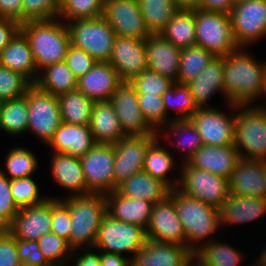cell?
<instances>
[{"instance_id": "cell-1", "label": "cell", "mask_w": 266, "mask_h": 266, "mask_svg": "<svg viewBox=\"0 0 266 266\" xmlns=\"http://www.w3.org/2000/svg\"><path fill=\"white\" fill-rule=\"evenodd\" d=\"M242 47L223 57L225 98L235 105H250L263 89L266 62L259 63Z\"/></svg>"}, {"instance_id": "cell-2", "label": "cell", "mask_w": 266, "mask_h": 266, "mask_svg": "<svg viewBox=\"0 0 266 266\" xmlns=\"http://www.w3.org/2000/svg\"><path fill=\"white\" fill-rule=\"evenodd\" d=\"M58 19L26 21L20 24V32L29 42L38 72V69L43 70L52 64L65 61L71 42L67 24H62Z\"/></svg>"}, {"instance_id": "cell-3", "label": "cell", "mask_w": 266, "mask_h": 266, "mask_svg": "<svg viewBox=\"0 0 266 266\" xmlns=\"http://www.w3.org/2000/svg\"><path fill=\"white\" fill-rule=\"evenodd\" d=\"M65 198L62 201L69 207L71 219L69 246L74 252L82 246L94 247L98 229L107 214L106 196L89 193Z\"/></svg>"}, {"instance_id": "cell-4", "label": "cell", "mask_w": 266, "mask_h": 266, "mask_svg": "<svg viewBox=\"0 0 266 266\" xmlns=\"http://www.w3.org/2000/svg\"><path fill=\"white\" fill-rule=\"evenodd\" d=\"M168 196L174 201L183 225L186 247L194 253L200 247L198 241L211 235L220 226L219 209L186 195L177 187L170 190Z\"/></svg>"}, {"instance_id": "cell-5", "label": "cell", "mask_w": 266, "mask_h": 266, "mask_svg": "<svg viewBox=\"0 0 266 266\" xmlns=\"http://www.w3.org/2000/svg\"><path fill=\"white\" fill-rule=\"evenodd\" d=\"M229 105L231 109H238V112H234L236 114L234 146L240 157L266 161V110L253 105H250L251 107L232 103Z\"/></svg>"}, {"instance_id": "cell-6", "label": "cell", "mask_w": 266, "mask_h": 266, "mask_svg": "<svg viewBox=\"0 0 266 266\" xmlns=\"http://www.w3.org/2000/svg\"><path fill=\"white\" fill-rule=\"evenodd\" d=\"M196 41L215 57H225L239 49L227 13L195 9Z\"/></svg>"}, {"instance_id": "cell-7", "label": "cell", "mask_w": 266, "mask_h": 266, "mask_svg": "<svg viewBox=\"0 0 266 266\" xmlns=\"http://www.w3.org/2000/svg\"><path fill=\"white\" fill-rule=\"evenodd\" d=\"M67 28L71 45L82 49L96 61H109L116 34L102 16L71 21Z\"/></svg>"}, {"instance_id": "cell-8", "label": "cell", "mask_w": 266, "mask_h": 266, "mask_svg": "<svg viewBox=\"0 0 266 266\" xmlns=\"http://www.w3.org/2000/svg\"><path fill=\"white\" fill-rule=\"evenodd\" d=\"M147 241L146 230L141 226L115 220L106 214L98 229L94 249L107 253L120 254L128 252L132 258Z\"/></svg>"}, {"instance_id": "cell-9", "label": "cell", "mask_w": 266, "mask_h": 266, "mask_svg": "<svg viewBox=\"0 0 266 266\" xmlns=\"http://www.w3.org/2000/svg\"><path fill=\"white\" fill-rule=\"evenodd\" d=\"M28 106V127L48 144L62 123L58 97L33 84L25 94Z\"/></svg>"}, {"instance_id": "cell-10", "label": "cell", "mask_w": 266, "mask_h": 266, "mask_svg": "<svg viewBox=\"0 0 266 266\" xmlns=\"http://www.w3.org/2000/svg\"><path fill=\"white\" fill-rule=\"evenodd\" d=\"M178 189L190 197L220 209L229 195L228 180L206 170L191 167L187 162L181 166Z\"/></svg>"}, {"instance_id": "cell-11", "label": "cell", "mask_w": 266, "mask_h": 266, "mask_svg": "<svg viewBox=\"0 0 266 266\" xmlns=\"http://www.w3.org/2000/svg\"><path fill=\"white\" fill-rule=\"evenodd\" d=\"M229 16L239 47L266 36V0L235 1Z\"/></svg>"}, {"instance_id": "cell-12", "label": "cell", "mask_w": 266, "mask_h": 266, "mask_svg": "<svg viewBox=\"0 0 266 266\" xmlns=\"http://www.w3.org/2000/svg\"><path fill=\"white\" fill-rule=\"evenodd\" d=\"M87 194L106 195L114 191V148L111 144H95L80 157ZM105 191V192H104Z\"/></svg>"}, {"instance_id": "cell-13", "label": "cell", "mask_w": 266, "mask_h": 266, "mask_svg": "<svg viewBox=\"0 0 266 266\" xmlns=\"http://www.w3.org/2000/svg\"><path fill=\"white\" fill-rule=\"evenodd\" d=\"M159 135L124 136L114 148V191L125 180L143 171L146 150Z\"/></svg>"}, {"instance_id": "cell-14", "label": "cell", "mask_w": 266, "mask_h": 266, "mask_svg": "<svg viewBox=\"0 0 266 266\" xmlns=\"http://www.w3.org/2000/svg\"><path fill=\"white\" fill-rule=\"evenodd\" d=\"M102 17L116 36L145 40L151 35L137 0H104Z\"/></svg>"}, {"instance_id": "cell-15", "label": "cell", "mask_w": 266, "mask_h": 266, "mask_svg": "<svg viewBox=\"0 0 266 266\" xmlns=\"http://www.w3.org/2000/svg\"><path fill=\"white\" fill-rule=\"evenodd\" d=\"M119 119L123 133L132 135H159L145 121L139 106L137 92L129 81H122L109 100Z\"/></svg>"}, {"instance_id": "cell-16", "label": "cell", "mask_w": 266, "mask_h": 266, "mask_svg": "<svg viewBox=\"0 0 266 266\" xmlns=\"http://www.w3.org/2000/svg\"><path fill=\"white\" fill-rule=\"evenodd\" d=\"M232 115L209 106L199 108L190 120L200 134L203 145L229 146L235 145L236 114Z\"/></svg>"}, {"instance_id": "cell-17", "label": "cell", "mask_w": 266, "mask_h": 266, "mask_svg": "<svg viewBox=\"0 0 266 266\" xmlns=\"http://www.w3.org/2000/svg\"><path fill=\"white\" fill-rule=\"evenodd\" d=\"M146 236L152 241L181 244L186 247L183 225L179 220L175 203L169 196L153 205Z\"/></svg>"}, {"instance_id": "cell-18", "label": "cell", "mask_w": 266, "mask_h": 266, "mask_svg": "<svg viewBox=\"0 0 266 266\" xmlns=\"http://www.w3.org/2000/svg\"><path fill=\"white\" fill-rule=\"evenodd\" d=\"M108 63L122 81H130L143 73L147 69L145 40L116 36Z\"/></svg>"}, {"instance_id": "cell-19", "label": "cell", "mask_w": 266, "mask_h": 266, "mask_svg": "<svg viewBox=\"0 0 266 266\" xmlns=\"http://www.w3.org/2000/svg\"><path fill=\"white\" fill-rule=\"evenodd\" d=\"M52 198L44 203L21 208L15 216L8 231L22 241L39 240L51 233Z\"/></svg>"}, {"instance_id": "cell-20", "label": "cell", "mask_w": 266, "mask_h": 266, "mask_svg": "<svg viewBox=\"0 0 266 266\" xmlns=\"http://www.w3.org/2000/svg\"><path fill=\"white\" fill-rule=\"evenodd\" d=\"M228 185L231 195L266 199V161L241 158Z\"/></svg>"}, {"instance_id": "cell-21", "label": "cell", "mask_w": 266, "mask_h": 266, "mask_svg": "<svg viewBox=\"0 0 266 266\" xmlns=\"http://www.w3.org/2000/svg\"><path fill=\"white\" fill-rule=\"evenodd\" d=\"M193 253L184 245L147 239L130 266H188Z\"/></svg>"}, {"instance_id": "cell-22", "label": "cell", "mask_w": 266, "mask_h": 266, "mask_svg": "<svg viewBox=\"0 0 266 266\" xmlns=\"http://www.w3.org/2000/svg\"><path fill=\"white\" fill-rule=\"evenodd\" d=\"M240 159L234 145H202L187 163L191 167L206 170L229 180Z\"/></svg>"}, {"instance_id": "cell-23", "label": "cell", "mask_w": 266, "mask_h": 266, "mask_svg": "<svg viewBox=\"0 0 266 266\" xmlns=\"http://www.w3.org/2000/svg\"><path fill=\"white\" fill-rule=\"evenodd\" d=\"M121 82L118 72L108 62L96 61L92 68L77 80V90L93 102L109 101Z\"/></svg>"}, {"instance_id": "cell-24", "label": "cell", "mask_w": 266, "mask_h": 266, "mask_svg": "<svg viewBox=\"0 0 266 266\" xmlns=\"http://www.w3.org/2000/svg\"><path fill=\"white\" fill-rule=\"evenodd\" d=\"M147 69L178 82L181 49L160 34L145 39Z\"/></svg>"}, {"instance_id": "cell-25", "label": "cell", "mask_w": 266, "mask_h": 266, "mask_svg": "<svg viewBox=\"0 0 266 266\" xmlns=\"http://www.w3.org/2000/svg\"><path fill=\"white\" fill-rule=\"evenodd\" d=\"M95 144L89 124L76 125L62 122L47 145L55 153H65L80 158Z\"/></svg>"}, {"instance_id": "cell-26", "label": "cell", "mask_w": 266, "mask_h": 266, "mask_svg": "<svg viewBox=\"0 0 266 266\" xmlns=\"http://www.w3.org/2000/svg\"><path fill=\"white\" fill-rule=\"evenodd\" d=\"M107 214L118 221L135 224L147 229L153 204L142 199H131L117 190L107 193Z\"/></svg>"}, {"instance_id": "cell-27", "label": "cell", "mask_w": 266, "mask_h": 266, "mask_svg": "<svg viewBox=\"0 0 266 266\" xmlns=\"http://www.w3.org/2000/svg\"><path fill=\"white\" fill-rule=\"evenodd\" d=\"M89 126L97 144L114 145L126 136L110 101L93 103Z\"/></svg>"}, {"instance_id": "cell-28", "label": "cell", "mask_w": 266, "mask_h": 266, "mask_svg": "<svg viewBox=\"0 0 266 266\" xmlns=\"http://www.w3.org/2000/svg\"><path fill=\"white\" fill-rule=\"evenodd\" d=\"M0 65L23 74L33 84L37 82L40 74L37 71L29 42L20 31L0 52Z\"/></svg>"}, {"instance_id": "cell-29", "label": "cell", "mask_w": 266, "mask_h": 266, "mask_svg": "<svg viewBox=\"0 0 266 266\" xmlns=\"http://www.w3.org/2000/svg\"><path fill=\"white\" fill-rule=\"evenodd\" d=\"M199 108H206L207 101L215 92L225 98L223 57H214L208 66L193 80L186 83Z\"/></svg>"}, {"instance_id": "cell-30", "label": "cell", "mask_w": 266, "mask_h": 266, "mask_svg": "<svg viewBox=\"0 0 266 266\" xmlns=\"http://www.w3.org/2000/svg\"><path fill=\"white\" fill-rule=\"evenodd\" d=\"M220 224H241L266 214V199L229 194L219 209Z\"/></svg>"}, {"instance_id": "cell-31", "label": "cell", "mask_w": 266, "mask_h": 266, "mask_svg": "<svg viewBox=\"0 0 266 266\" xmlns=\"http://www.w3.org/2000/svg\"><path fill=\"white\" fill-rule=\"evenodd\" d=\"M52 153L51 170L54 181L74 192L69 196L86 195L87 186L80 158L65 153Z\"/></svg>"}, {"instance_id": "cell-32", "label": "cell", "mask_w": 266, "mask_h": 266, "mask_svg": "<svg viewBox=\"0 0 266 266\" xmlns=\"http://www.w3.org/2000/svg\"><path fill=\"white\" fill-rule=\"evenodd\" d=\"M117 191L127 198L142 199L154 205L163 201L170 189L160 180L140 171L120 184Z\"/></svg>"}, {"instance_id": "cell-33", "label": "cell", "mask_w": 266, "mask_h": 266, "mask_svg": "<svg viewBox=\"0 0 266 266\" xmlns=\"http://www.w3.org/2000/svg\"><path fill=\"white\" fill-rule=\"evenodd\" d=\"M195 9H178L160 35L180 49L195 46Z\"/></svg>"}, {"instance_id": "cell-34", "label": "cell", "mask_w": 266, "mask_h": 266, "mask_svg": "<svg viewBox=\"0 0 266 266\" xmlns=\"http://www.w3.org/2000/svg\"><path fill=\"white\" fill-rule=\"evenodd\" d=\"M42 71L35 83L41 90L59 96L77 89V78L65 61L52 64Z\"/></svg>"}, {"instance_id": "cell-35", "label": "cell", "mask_w": 266, "mask_h": 266, "mask_svg": "<svg viewBox=\"0 0 266 266\" xmlns=\"http://www.w3.org/2000/svg\"><path fill=\"white\" fill-rule=\"evenodd\" d=\"M58 97L62 122L88 125L92 114L93 101L79 90L63 93Z\"/></svg>"}, {"instance_id": "cell-36", "label": "cell", "mask_w": 266, "mask_h": 266, "mask_svg": "<svg viewBox=\"0 0 266 266\" xmlns=\"http://www.w3.org/2000/svg\"><path fill=\"white\" fill-rule=\"evenodd\" d=\"M158 137L148 146L145 155L143 171L155 179L163 182L170 190L178 187L179 180L172 182L166 179L175 162L173 156L166 149L158 145ZM177 182V183H176Z\"/></svg>"}, {"instance_id": "cell-37", "label": "cell", "mask_w": 266, "mask_h": 266, "mask_svg": "<svg viewBox=\"0 0 266 266\" xmlns=\"http://www.w3.org/2000/svg\"><path fill=\"white\" fill-rule=\"evenodd\" d=\"M193 260L200 266H237L242 256L230 245L211 241L202 243L193 253Z\"/></svg>"}, {"instance_id": "cell-38", "label": "cell", "mask_w": 266, "mask_h": 266, "mask_svg": "<svg viewBox=\"0 0 266 266\" xmlns=\"http://www.w3.org/2000/svg\"><path fill=\"white\" fill-rule=\"evenodd\" d=\"M137 2L151 34H160L178 11L174 0H137Z\"/></svg>"}, {"instance_id": "cell-39", "label": "cell", "mask_w": 266, "mask_h": 266, "mask_svg": "<svg viewBox=\"0 0 266 266\" xmlns=\"http://www.w3.org/2000/svg\"><path fill=\"white\" fill-rule=\"evenodd\" d=\"M215 56L203 47L181 49L178 83L186 84L198 76Z\"/></svg>"}, {"instance_id": "cell-40", "label": "cell", "mask_w": 266, "mask_h": 266, "mask_svg": "<svg viewBox=\"0 0 266 266\" xmlns=\"http://www.w3.org/2000/svg\"><path fill=\"white\" fill-rule=\"evenodd\" d=\"M28 106L25 95L18 99L3 102L0 115V129L10 135L27 131Z\"/></svg>"}, {"instance_id": "cell-41", "label": "cell", "mask_w": 266, "mask_h": 266, "mask_svg": "<svg viewBox=\"0 0 266 266\" xmlns=\"http://www.w3.org/2000/svg\"><path fill=\"white\" fill-rule=\"evenodd\" d=\"M166 115L168 116L169 109H175L179 117L176 120L190 119L193 114L199 109L194 102V98L186 84L174 82L163 95ZM180 113V114H179Z\"/></svg>"}, {"instance_id": "cell-42", "label": "cell", "mask_w": 266, "mask_h": 266, "mask_svg": "<svg viewBox=\"0 0 266 266\" xmlns=\"http://www.w3.org/2000/svg\"><path fill=\"white\" fill-rule=\"evenodd\" d=\"M168 131L170 134L175 136L177 141L173 142L175 145L179 146V148H185L186 157L185 163L193 156V154L203 145L201 140V136L198 133L195 125L192 123L190 119L186 120H168Z\"/></svg>"}, {"instance_id": "cell-43", "label": "cell", "mask_w": 266, "mask_h": 266, "mask_svg": "<svg viewBox=\"0 0 266 266\" xmlns=\"http://www.w3.org/2000/svg\"><path fill=\"white\" fill-rule=\"evenodd\" d=\"M37 241L39 250L51 266H65L74 253L67 240L52 232Z\"/></svg>"}, {"instance_id": "cell-44", "label": "cell", "mask_w": 266, "mask_h": 266, "mask_svg": "<svg viewBox=\"0 0 266 266\" xmlns=\"http://www.w3.org/2000/svg\"><path fill=\"white\" fill-rule=\"evenodd\" d=\"M5 159L10 180L30 177L38 166L35 154L23 147L11 149Z\"/></svg>"}, {"instance_id": "cell-45", "label": "cell", "mask_w": 266, "mask_h": 266, "mask_svg": "<svg viewBox=\"0 0 266 266\" xmlns=\"http://www.w3.org/2000/svg\"><path fill=\"white\" fill-rule=\"evenodd\" d=\"M33 83L23 74L0 65V100L18 99L26 94Z\"/></svg>"}, {"instance_id": "cell-46", "label": "cell", "mask_w": 266, "mask_h": 266, "mask_svg": "<svg viewBox=\"0 0 266 266\" xmlns=\"http://www.w3.org/2000/svg\"><path fill=\"white\" fill-rule=\"evenodd\" d=\"M104 0H69L60 9L58 18L68 23L79 19H93L103 15Z\"/></svg>"}, {"instance_id": "cell-47", "label": "cell", "mask_w": 266, "mask_h": 266, "mask_svg": "<svg viewBox=\"0 0 266 266\" xmlns=\"http://www.w3.org/2000/svg\"><path fill=\"white\" fill-rule=\"evenodd\" d=\"M137 96L145 121L156 133H159L160 131L157 129L162 124L167 126V120H165L167 115L163 96L157 94H137Z\"/></svg>"}, {"instance_id": "cell-48", "label": "cell", "mask_w": 266, "mask_h": 266, "mask_svg": "<svg viewBox=\"0 0 266 266\" xmlns=\"http://www.w3.org/2000/svg\"><path fill=\"white\" fill-rule=\"evenodd\" d=\"M11 193L19 209L39 205L49 199L39 195V188L31 177L11 180Z\"/></svg>"}, {"instance_id": "cell-49", "label": "cell", "mask_w": 266, "mask_h": 266, "mask_svg": "<svg viewBox=\"0 0 266 266\" xmlns=\"http://www.w3.org/2000/svg\"><path fill=\"white\" fill-rule=\"evenodd\" d=\"M129 82L133 85L137 94H157L160 96L174 83L170 78L148 69L133 77Z\"/></svg>"}, {"instance_id": "cell-50", "label": "cell", "mask_w": 266, "mask_h": 266, "mask_svg": "<svg viewBox=\"0 0 266 266\" xmlns=\"http://www.w3.org/2000/svg\"><path fill=\"white\" fill-rule=\"evenodd\" d=\"M23 23L26 21L52 20L59 15L56 0H22Z\"/></svg>"}, {"instance_id": "cell-51", "label": "cell", "mask_w": 266, "mask_h": 266, "mask_svg": "<svg viewBox=\"0 0 266 266\" xmlns=\"http://www.w3.org/2000/svg\"><path fill=\"white\" fill-rule=\"evenodd\" d=\"M20 209L11 193V180L0 169V221L9 227Z\"/></svg>"}, {"instance_id": "cell-52", "label": "cell", "mask_w": 266, "mask_h": 266, "mask_svg": "<svg viewBox=\"0 0 266 266\" xmlns=\"http://www.w3.org/2000/svg\"><path fill=\"white\" fill-rule=\"evenodd\" d=\"M71 227L69 207L60 199L52 198V226L51 232L64 238L69 244Z\"/></svg>"}, {"instance_id": "cell-53", "label": "cell", "mask_w": 266, "mask_h": 266, "mask_svg": "<svg viewBox=\"0 0 266 266\" xmlns=\"http://www.w3.org/2000/svg\"><path fill=\"white\" fill-rule=\"evenodd\" d=\"M65 63L78 80L92 68L96 60L82 49L70 45L65 57Z\"/></svg>"}, {"instance_id": "cell-54", "label": "cell", "mask_w": 266, "mask_h": 266, "mask_svg": "<svg viewBox=\"0 0 266 266\" xmlns=\"http://www.w3.org/2000/svg\"><path fill=\"white\" fill-rule=\"evenodd\" d=\"M16 247L23 266H51L39 250L38 241L16 239Z\"/></svg>"}, {"instance_id": "cell-55", "label": "cell", "mask_w": 266, "mask_h": 266, "mask_svg": "<svg viewBox=\"0 0 266 266\" xmlns=\"http://www.w3.org/2000/svg\"><path fill=\"white\" fill-rule=\"evenodd\" d=\"M0 266H23L16 247V238L7 230L0 236Z\"/></svg>"}, {"instance_id": "cell-56", "label": "cell", "mask_w": 266, "mask_h": 266, "mask_svg": "<svg viewBox=\"0 0 266 266\" xmlns=\"http://www.w3.org/2000/svg\"><path fill=\"white\" fill-rule=\"evenodd\" d=\"M0 18L23 23L22 0H0Z\"/></svg>"}, {"instance_id": "cell-57", "label": "cell", "mask_w": 266, "mask_h": 266, "mask_svg": "<svg viewBox=\"0 0 266 266\" xmlns=\"http://www.w3.org/2000/svg\"><path fill=\"white\" fill-rule=\"evenodd\" d=\"M20 31V24L12 19L0 18V52Z\"/></svg>"}, {"instance_id": "cell-58", "label": "cell", "mask_w": 266, "mask_h": 266, "mask_svg": "<svg viewBox=\"0 0 266 266\" xmlns=\"http://www.w3.org/2000/svg\"><path fill=\"white\" fill-rule=\"evenodd\" d=\"M235 0H199L198 8L205 11L223 12L229 14Z\"/></svg>"}, {"instance_id": "cell-59", "label": "cell", "mask_w": 266, "mask_h": 266, "mask_svg": "<svg viewBox=\"0 0 266 266\" xmlns=\"http://www.w3.org/2000/svg\"><path fill=\"white\" fill-rule=\"evenodd\" d=\"M101 266H130V258L123 257L120 254L107 253L101 251L99 253Z\"/></svg>"}, {"instance_id": "cell-60", "label": "cell", "mask_w": 266, "mask_h": 266, "mask_svg": "<svg viewBox=\"0 0 266 266\" xmlns=\"http://www.w3.org/2000/svg\"><path fill=\"white\" fill-rule=\"evenodd\" d=\"M75 266H101L100 256L94 252H84L76 260Z\"/></svg>"}, {"instance_id": "cell-61", "label": "cell", "mask_w": 266, "mask_h": 266, "mask_svg": "<svg viewBox=\"0 0 266 266\" xmlns=\"http://www.w3.org/2000/svg\"><path fill=\"white\" fill-rule=\"evenodd\" d=\"M178 9L193 10L198 8L199 0H174Z\"/></svg>"}, {"instance_id": "cell-62", "label": "cell", "mask_w": 266, "mask_h": 266, "mask_svg": "<svg viewBox=\"0 0 266 266\" xmlns=\"http://www.w3.org/2000/svg\"><path fill=\"white\" fill-rule=\"evenodd\" d=\"M260 256L261 257L259 258V260H257L258 263H256V266H266V248L264 252L260 254Z\"/></svg>"}, {"instance_id": "cell-63", "label": "cell", "mask_w": 266, "mask_h": 266, "mask_svg": "<svg viewBox=\"0 0 266 266\" xmlns=\"http://www.w3.org/2000/svg\"><path fill=\"white\" fill-rule=\"evenodd\" d=\"M261 94L266 95V71L264 72V75H263V89H262ZM255 107H258V108L266 110V106H264V107L262 106L261 107V105H260V107L259 106H255Z\"/></svg>"}, {"instance_id": "cell-64", "label": "cell", "mask_w": 266, "mask_h": 266, "mask_svg": "<svg viewBox=\"0 0 266 266\" xmlns=\"http://www.w3.org/2000/svg\"><path fill=\"white\" fill-rule=\"evenodd\" d=\"M7 230L8 227L2 221H0V236H2Z\"/></svg>"}, {"instance_id": "cell-65", "label": "cell", "mask_w": 266, "mask_h": 266, "mask_svg": "<svg viewBox=\"0 0 266 266\" xmlns=\"http://www.w3.org/2000/svg\"><path fill=\"white\" fill-rule=\"evenodd\" d=\"M69 0H56V5L60 9Z\"/></svg>"}, {"instance_id": "cell-66", "label": "cell", "mask_w": 266, "mask_h": 266, "mask_svg": "<svg viewBox=\"0 0 266 266\" xmlns=\"http://www.w3.org/2000/svg\"><path fill=\"white\" fill-rule=\"evenodd\" d=\"M194 260H192L188 266H200L197 262H194Z\"/></svg>"}, {"instance_id": "cell-67", "label": "cell", "mask_w": 266, "mask_h": 266, "mask_svg": "<svg viewBox=\"0 0 266 266\" xmlns=\"http://www.w3.org/2000/svg\"><path fill=\"white\" fill-rule=\"evenodd\" d=\"M2 106H3V101L0 100V115H1V111H2Z\"/></svg>"}]
</instances>
